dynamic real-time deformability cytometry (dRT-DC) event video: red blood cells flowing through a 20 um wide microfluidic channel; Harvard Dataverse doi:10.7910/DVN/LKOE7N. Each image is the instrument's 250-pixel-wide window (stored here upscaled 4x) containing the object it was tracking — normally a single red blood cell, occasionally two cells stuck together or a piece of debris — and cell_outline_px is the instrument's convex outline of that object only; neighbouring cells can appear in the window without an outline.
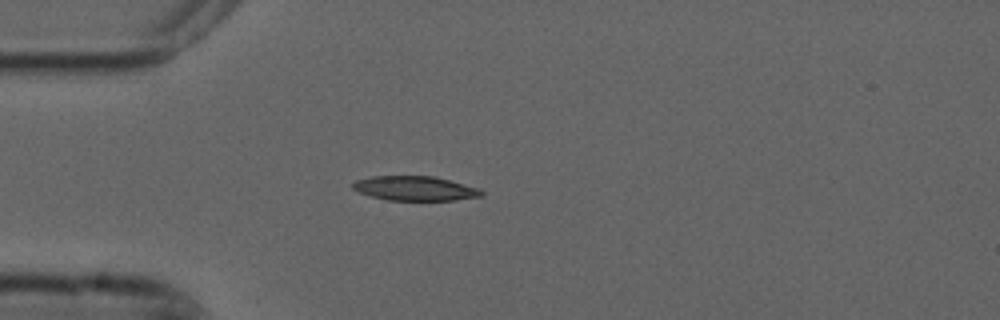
{"species": "common noctule bat (a hibernating species)", "species_latin": "Nyctalus noctula", "temperature_condition": "cold", "stored_images_in_passage": 6, "camera_frame_rate_fps": 3000, "um_per_image_px": 0.085, "animal": {"sex": "male", "forearm_length_mm": 52.5}, "frame": {"image": 1, "passage_image": 6, "time_ms": 1.667, "image_size_px": [1000, 320], "cell_outline_px": [[484, 196], [456, 200], [388, 200], [372, 196], [360, 192], [352, 188], [352, 184], [356, 180], [372, 176], [436, 176], [480, 188], [484, 192]], "centroid_in_image_um": [35.34, 16.01], "position_along_channel_um": 49.7, "area_um2": 18.44}}